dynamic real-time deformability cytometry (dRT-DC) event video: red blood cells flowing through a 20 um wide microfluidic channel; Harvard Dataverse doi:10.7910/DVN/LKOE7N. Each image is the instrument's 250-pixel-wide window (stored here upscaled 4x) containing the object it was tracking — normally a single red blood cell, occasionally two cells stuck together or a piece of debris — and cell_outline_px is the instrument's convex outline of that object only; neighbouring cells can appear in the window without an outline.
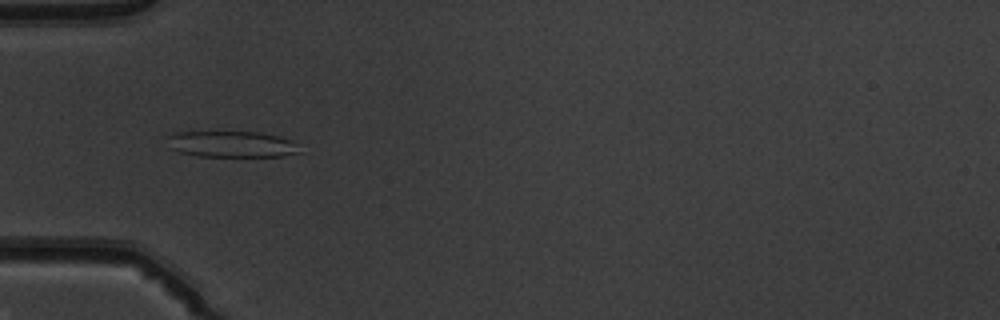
{"species": "common noctule bat (a hibernating species)", "species_latin": "Nyctalus noctula", "temperature_condition": "warm", "stored_images_in_passage": 51, "camera_frame_rate_fps": 3000, "um_per_image_px": 0.085, "animal": {"sex": "male", "body_mass_g": 19.5, "forearm_length_mm": 54.6}, "frame": {"image": 1, "passage_image": 17, "time_ms": 5.333, "image_size_px": [1000, 320], "cell_outline_px": [[300, 152], [284, 156], [196, 156], [180, 152], [172, 148], [168, 136], [172, 132], [260, 132], [280, 136], [292, 140], [296, 144]], "centroid_in_image_um": [19.73, 12.25], "position_along_channel_um": 65.3, "area_um2": 20.06}}
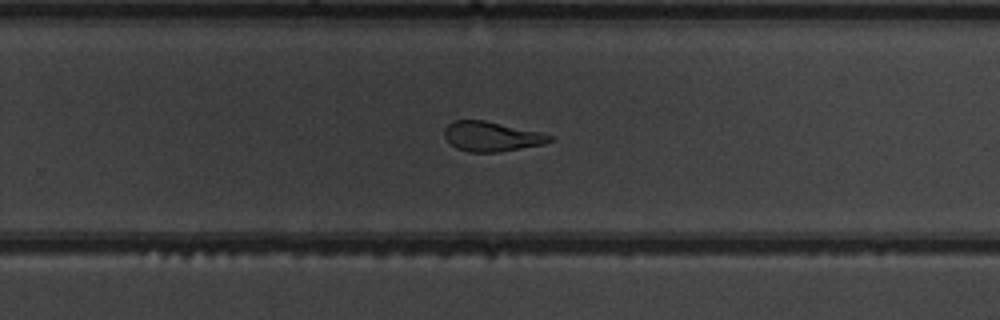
{"frame": {"image": 2, "passage_image": 34, "time_ms": 11.0, "image_size_px": [1000, 320], "cell_outline_px": [[556, 136], [552, 140], [544, 144], [500, 152], [468, 152], [456, 148], [444, 136], [444, 128], [452, 120], [484, 120], [540, 132]], "centroid_in_image_um": [41.79, 11.6], "position_along_channel_um": 288.0, "area_um2": 18.32}}
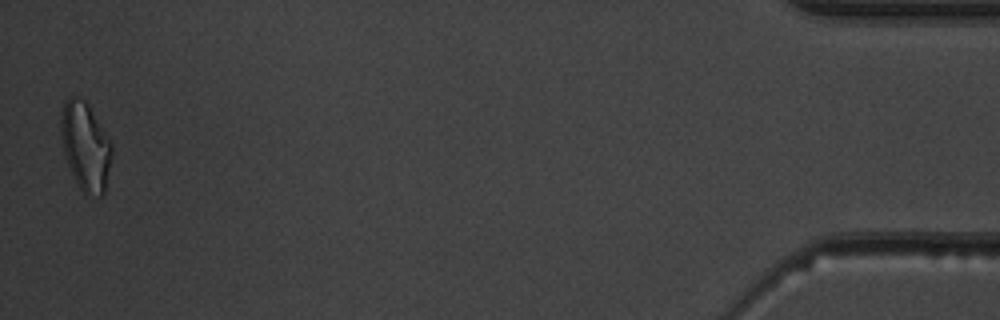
{"frame": {"image": 3, "passage_image": 51, "time_ms": 16.667, "image_size_px": [1000, 320], "cell_outline_px": [[112, 156], [104, 192], [100, 196], [84, 192], [80, 188], [68, 164], [64, 152], [60, 128], [60, 112], [64, 100], [68, 96], [80, 96], [88, 104], [112, 144]], "centroid_in_image_um": [7.25, 12.36], "position_along_channel_um": 428.0, "area_um2": 25.95}, "authors_computed_cell_mechanics": {"area_um2": 20.5768, "velocity_mm_per_s": 3.9647, "shape_relaxation_time_tau1_ms": null, "shape_relaxation_time_tau2_ms": 1.3371, "deformation_change_tau1": null, "deformation_change_tau2": 0.0976}}